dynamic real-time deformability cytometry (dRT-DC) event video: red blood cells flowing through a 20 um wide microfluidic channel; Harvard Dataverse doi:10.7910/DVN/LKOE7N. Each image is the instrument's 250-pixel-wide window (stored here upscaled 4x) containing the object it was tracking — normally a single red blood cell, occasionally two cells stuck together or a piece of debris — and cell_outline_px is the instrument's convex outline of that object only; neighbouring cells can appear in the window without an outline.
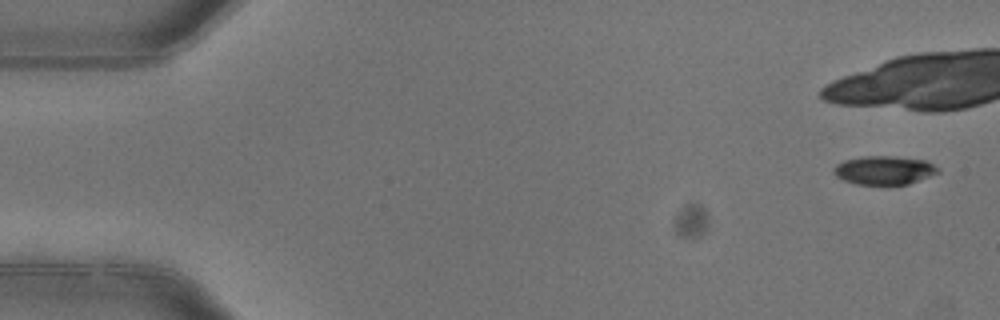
{"species": "common noctule bat (a hibernating species)", "species_latin": "Nyctalus noctula", "temperature_condition": "warm", "stored_images_in_passage": 4, "camera_frame_rate_fps": 3000, "um_per_image_px": 0.085, "animal": {"sex": "female"}, "frame": {"image": 1, "passage_image": 1, "time_ms": 0.0, "image_size_px": [1000, 320], "cell_outline_px": [[940, 172], [908, 184], [856, 184], [844, 180], [836, 176], [832, 172], [832, 168], [836, 164], [844, 160], [864, 156], [892, 156], [924, 160], [932, 164]], "centroid_in_image_um": [75.1, 14.46], "position_along_channel_um": 9.9, "area_um2": 17.22}}